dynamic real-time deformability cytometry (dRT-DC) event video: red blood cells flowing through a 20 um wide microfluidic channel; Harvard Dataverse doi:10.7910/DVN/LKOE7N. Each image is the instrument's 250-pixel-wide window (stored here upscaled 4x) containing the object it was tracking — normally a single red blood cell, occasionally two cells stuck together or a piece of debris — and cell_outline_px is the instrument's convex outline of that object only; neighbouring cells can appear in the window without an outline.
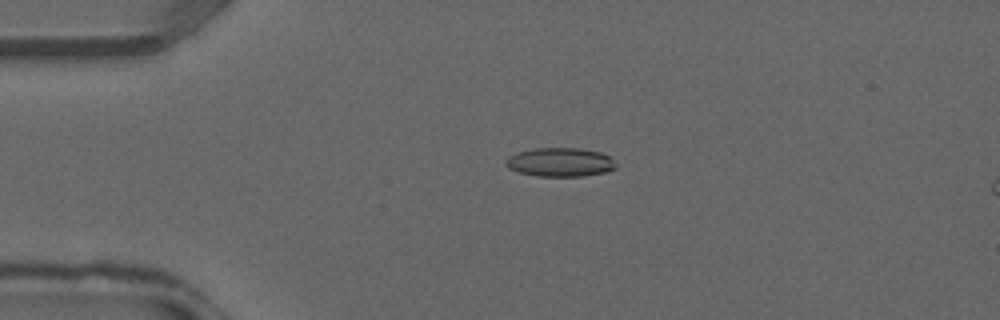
{"species": "common noctule bat (a hibernating species)", "species_latin": "Nyctalus noctula", "temperature_condition": "warm", "stored_images_in_passage": 37, "camera_frame_rate_fps": 3000, "um_per_image_px": 0.085, "animal": {"sex": "male", "forearm_length_mm": 52.5}, "frame": {"image": 1, "passage_image": 9, "time_ms": 2.667, "image_size_px": [1000, 320], "cell_outline_px": [[616, 168], [608, 172], [584, 176], [536, 176], [520, 172], [508, 168], [504, 164], [504, 160], [508, 156], [516, 152], [532, 148], [580, 148], [600, 152], [608, 156], [616, 164]], "centroid_in_image_um": [47.58, 13.78], "position_along_channel_um": 37.4, "area_um2": 18.73}}
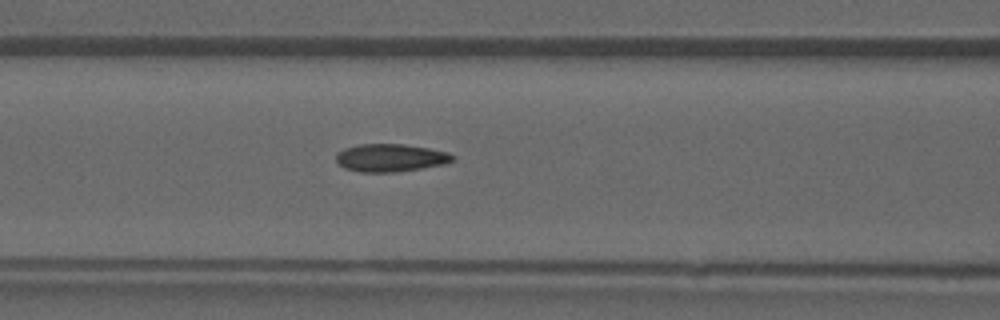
{"frame": {"image": 2, "passage_image": 16, "time_ms": 5.0, "image_size_px": [1000, 320], "cell_outline_px": [[456, 156], [452, 160], [444, 164], [396, 172], [360, 172], [344, 168], [336, 160], [336, 152], [344, 148], [360, 144], [404, 144], [428, 148], [448, 152]], "centroid_in_image_um": [33.17, 13.41], "position_along_channel_um": 133.4, "area_um2": 18.84}}
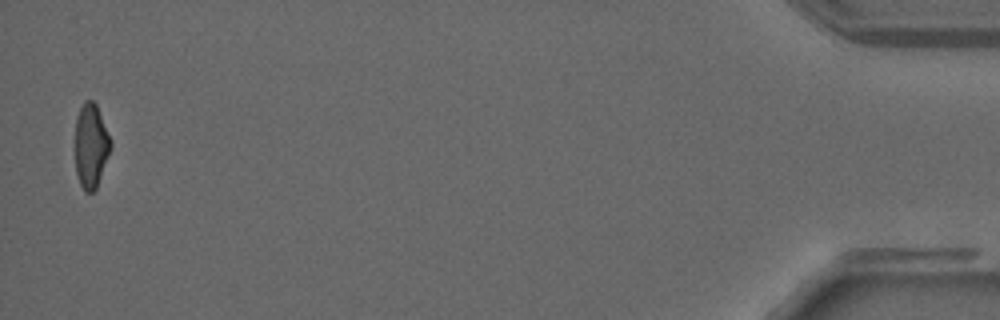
{"frame": {"image": 3, "passage_image": 37, "time_ms": 12.0, "image_size_px": [1000, 320], "cell_outline_px": [[112, 144], [96, 188], [92, 192], [84, 192], [80, 184], [76, 172], [76, 116], [84, 100], [92, 100], [96, 104], [112, 140]], "centroid_in_image_um": [7.73, 12.37], "position_along_channel_um": 427.5, "area_um2": 17.28}}